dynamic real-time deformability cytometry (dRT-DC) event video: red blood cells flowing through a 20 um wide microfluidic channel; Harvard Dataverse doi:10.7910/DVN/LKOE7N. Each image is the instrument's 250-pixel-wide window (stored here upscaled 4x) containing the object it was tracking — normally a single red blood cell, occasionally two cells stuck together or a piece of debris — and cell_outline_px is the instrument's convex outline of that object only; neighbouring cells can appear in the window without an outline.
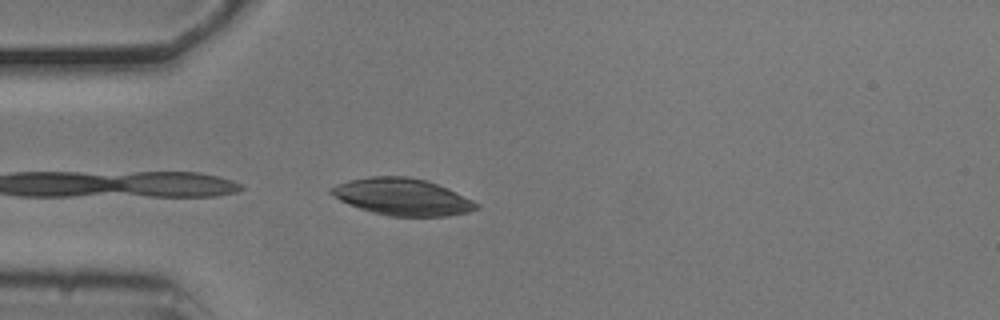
{"species": "common noctule bat (a hibernating species)", "species_latin": "Nyctalus noctula", "temperature_condition": "cold", "stored_images_in_passage": 35, "camera_frame_rate_fps": 3000, "um_per_image_px": 0.085, "animal": {"sex": "male", "body_mass_g": 20.5, "forearm_length_mm": 52.5}, "frame": {"image": 1, "passage_image": 1, "time_ms": 0.0, "image_size_px": [1000, 320], "cell_outline_px": [[480, 208], [468, 212], [448, 216], [388, 216], [372, 212], [348, 204], [332, 196], [328, 192], [328, 188], [336, 184], [348, 180], [372, 176], [408, 176], [424, 180], [448, 188], [480, 204]], "centroid_in_image_um": [34.17, 16.73], "position_along_channel_um": 50.8, "area_um2": 31.33}}
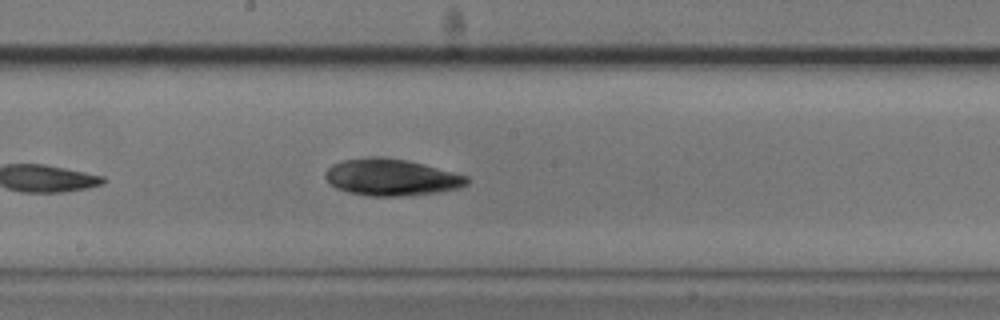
{"frame": {"image": 2, "passage_image": 15, "time_ms": 4.667, "image_size_px": [1000, 320], "cell_outline_px": [[468, 184], [456, 188], [436, 192], [400, 196], [368, 196], [348, 192], [336, 188], [324, 176], [328, 168], [332, 164], [340, 160], [368, 156], [384, 156], [408, 160], [468, 176]], "centroid_in_image_um": [33.22, 15.05], "position_along_channel_um": 215.0, "area_um2": 30.29}}
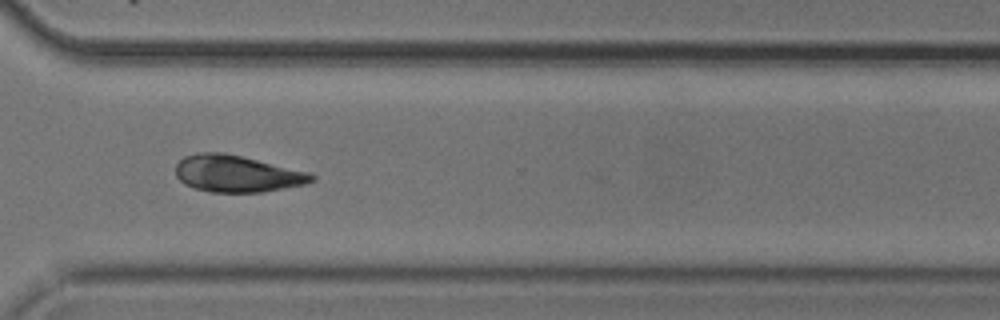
{"frame": {"image": 3, "passage_image": 26, "time_ms": 8.333, "image_size_px": [1000, 320], "cell_outline_px": [[316, 180], [304, 184], [264, 192], [208, 192], [192, 188], [184, 184], [176, 176], [176, 164], [184, 156], [196, 152], [224, 152], [312, 172], [316, 176]], "centroid_in_image_um": [20.15, 14.76], "position_along_channel_um": 350.5, "area_um2": 29.54}, "authors_computed_cell_mechanics": {"area_um2": 29.3624, "velocity_mm_per_s": 3.7131, "shape_relaxation_time_tau1_ms": 2.44, "shape_relaxation_time_tau2_ms": null, "deformation_change_tau1": 0.0771, "deformation_change_tau2": null}}